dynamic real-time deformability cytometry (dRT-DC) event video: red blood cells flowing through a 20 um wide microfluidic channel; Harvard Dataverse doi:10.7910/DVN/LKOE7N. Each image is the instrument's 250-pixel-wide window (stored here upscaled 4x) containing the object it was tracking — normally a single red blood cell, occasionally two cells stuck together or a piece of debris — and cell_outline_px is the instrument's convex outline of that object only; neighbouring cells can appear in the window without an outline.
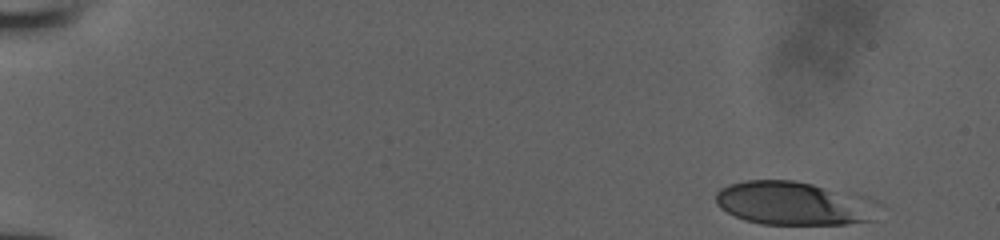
{"species": "human", "species_latin": "Homo sapiens", "temperature_condition": "room temperature", "stored_images_in_passage": 44, "camera_frame_rate_fps": 3000, "um_per_image_px": 0.085, "donor": {"sex": "male"}, "frame": {"image": 1, "passage_image": 1, "time_ms": 0.0, "image_size_px": [1000, 240], "cell_outline_px": [[872, 220], [848, 224], [760, 224], [744, 220], [720, 208], [716, 204], [716, 192], [720, 188], [728, 184], [748, 180], [792, 180], [812, 184], [820, 188], [872, 216]], "centroid_in_image_um": [66.83, 17.31], "position_along_channel_um": 18.2, "area_um2": 36.93}}
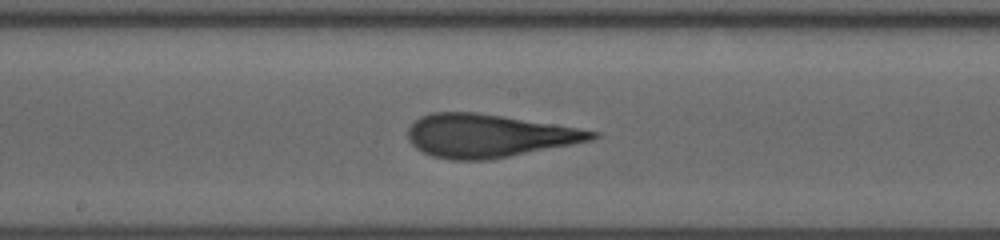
{"frame": {"image": 2, "passage_image": 26, "time_ms": 8.333, "image_size_px": [1000, 240], "cell_outline_px": [[600, 136], [592, 140], [572, 144], [488, 160], [452, 160], [432, 156], [416, 148], [408, 140], [408, 128], [420, 116], [432, 112], [476, 112], [576, 128], [600, 132]], "centroid_in_image_um": [41.48, 11.54], "position_along_channel_um": 206.7, "area_um2": 45.78}}
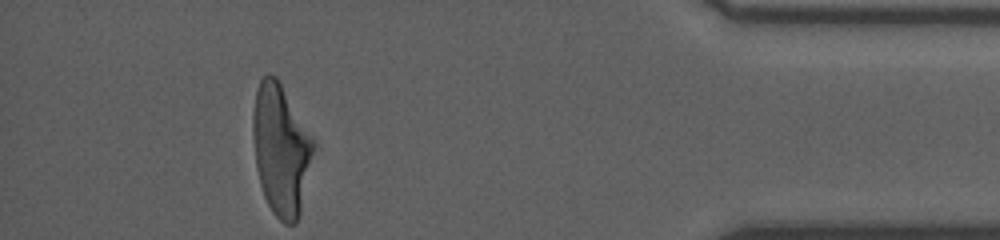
{"frame": {"image": 3, "passage_image": 44, "time_ms": 14.333, "image_size_px": [1000, 240], "cell_outline_px": [[312, 148], [300, 212], [296, 224], [284, 224], [272, 212], [264, 196], [260, 184], [256, 168], [252, 136], [252, 116], [256, 88], [260, 80], [268, 72], [276, 76], [312, 140]], "centroid_in_image_um": [23.8, 12.72], "position_along_channel_um": 411.4, "area_um2": 44.85}}